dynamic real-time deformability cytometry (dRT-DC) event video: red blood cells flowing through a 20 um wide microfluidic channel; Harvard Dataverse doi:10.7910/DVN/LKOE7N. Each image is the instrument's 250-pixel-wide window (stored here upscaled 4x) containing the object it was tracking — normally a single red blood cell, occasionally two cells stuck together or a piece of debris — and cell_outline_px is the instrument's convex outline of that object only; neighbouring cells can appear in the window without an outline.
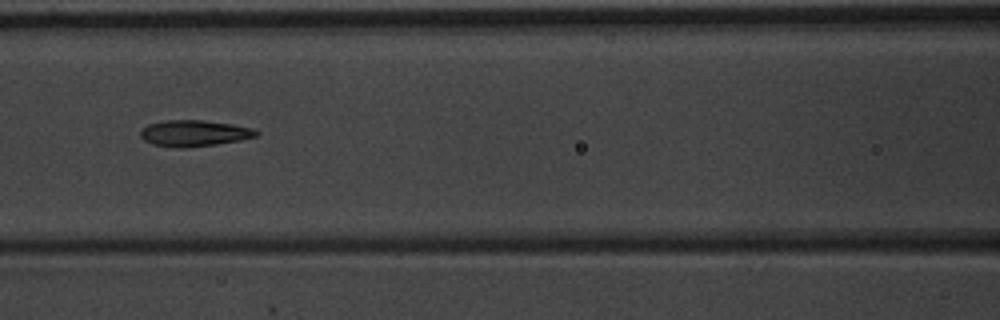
{"species": "common noctule bat (a hibernating species)", "species_latin": "Nyctalus noctula", "temperature_condition": "warm", "stored_images_in_passage": 7, "camera_frame_rate_fps": 3000, "um_per_image_px": 0.085, "animal": {"sex": "male", "body_mass_g": 20.1, "forearm_length_mm": 53.5}, "frame": {"image": 1, "passage_image": 6, "time_ms": 1.667, "image_size_px": [1000, 320], "cell_outline_px": [[260, 132], [256, 136], [240, 140], [216, 144], [184, 148], [176, 148], [152, 144], [144, 140], [140, 136], [140, 128], [148, 124], [168, 120], [204, 120], [232, 124], [252, 128]], "centroid_in_image_um": [16.47, 11.32], "position_along_channel_um": 150.1, "area_um2": 17.74}}
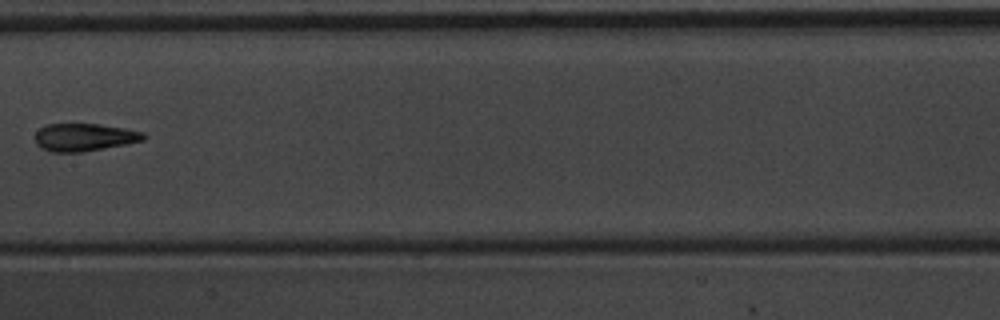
{"frame": {"image": 2, "passage_image": 7, "time_ms": 2.0, "image_size_px": [1000, 320], "cell_outline_px": [[148, 136], [144, 140], [124, 144], [80, 152], [52, 152], [40, 148], [36, 144], [36, 132], [40, 128], [48, 124], [100, 124], [124, 128], [144, 132]], "centroid_in_image_um": [7.16, 11.66], "position_along_channel_um": 200.2, "area_um2": 17.4}}